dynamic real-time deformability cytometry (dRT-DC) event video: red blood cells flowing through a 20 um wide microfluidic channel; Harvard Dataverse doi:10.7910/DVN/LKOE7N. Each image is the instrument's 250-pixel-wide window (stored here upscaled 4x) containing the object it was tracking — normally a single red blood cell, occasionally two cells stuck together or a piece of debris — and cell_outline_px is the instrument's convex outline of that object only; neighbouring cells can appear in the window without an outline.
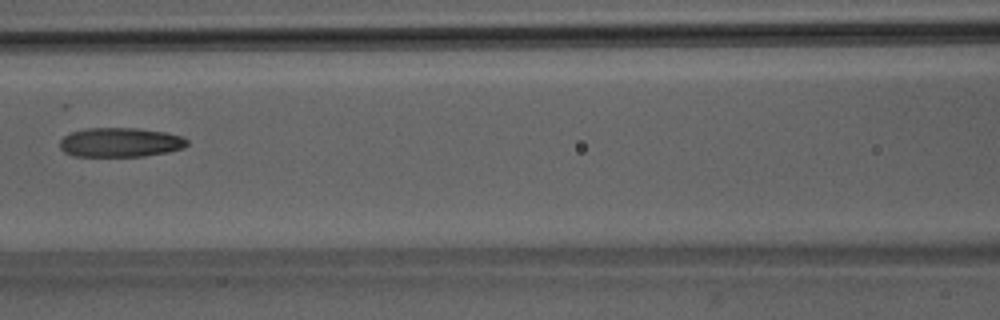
{"species": "Egyptian fruit bat (a non-hibernating species)", "species_latin": "Rousettus aegyptiacus", "temperature_condition": "room temperature", "stored_images_in_passage": 6, "camera_frame_rate_fps": 3000, "um_per_image_px": 0.085, "animal": {"sex": "male"}, "frame": {"image": 1, "passage_image": 5, "time_ms": 5.667, "image_size_px": [1000, 320], "cell_outline_px": [[188, 144], [184, 148], [168, 152], [144, 156], [72, 156], [64, 152], [60, 148], [60, 140], [64, 136], [72, 132], [88, 128], [140, 128], [164, 132], [184, 136], [188, 140]], "centroid_in_image_um": [10.25, 12.1], "position_along_channel_um": 156.4, "area_um2": 21.91}}
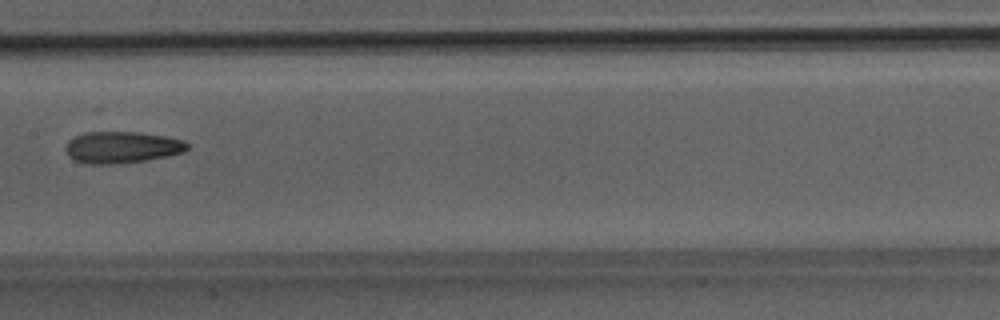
{"frame": {"image": 2, "passage_image": 6, "time_ms": 6.667, "image_size_px": [1000, 320], "cell_outline_px": [[188, 148], [184, 152], [144, 160], [112, 164], [88, 164], [76, 160], [68, 156], [64, 148], [68, 140], [84, 132], [140, 132], [164, 136], [184, 140], [188, 144]], "centroid_in_image_um": [10.33, 12.51], "position_along_channel_um": 197.1, "area_um2": 22.31}}